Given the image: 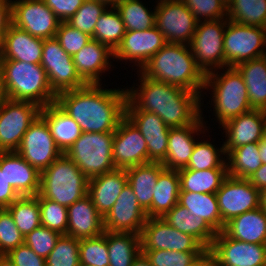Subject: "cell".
<instances>
[{
	"label": "cell",
	"mask_w": 266,
	"mask_h": 266,
	"mask_svg": "<svg viewBox=\"0 0 266 266\" xmlns=\"http://www.w3.org/2000/svg\"><path fill=\"white\" fill-rule=\"evenodd\" d=\"M55 37L62 49L72 57L92 39L87 33L71 27L66 22L59 23Z\"/></svg>",
	"instance_id": "f907efd6"
},
{
	"label": "cell",
	"mask_w": 266,
	"mask_h": 266,
	"mask_svg": "<svg viewBox=\"0 0 266 266\" xmlns=\"http://www.w3.org/2000/svg\"><path fill=\"white\" fill-rule=\"evenodd\" d=\"M151 266H192L206 252H183L170 250H141Z\"/></svg>",
	"instance_id": "c3c4849f"
},
{
	"label": "cell",
	"mask_w": 266,
	"mask_h": 266,
	"mask_svg": "<svg viewBox=\"0 0 266 266\" xmlns=\"http://www.w3.org/2000/svg\"><path fill=\"white\" fill-rule=\"evenodd\" d=\"M114 132H82L65 154L90 179L115 169Z\"/></svg>",
	"instance_id": "52a82bcc"
},
{
	"label": "cell",
	"mask_w": 266,
	"mask_h": 266,
	"mask_svg": "<svg viewBox=\"0 0 266 266\" xmlns=\"http://www.w3.org/2000/svg\"><path fill=\"white\" fill-rule=\"evenodd\" d=\"M155 7V27L167 43L189 45L197 20L182 0H158Z\"/></svg>",
	"instance_id": "7c38bea8"
},
{
	"label": "cell",
	"mask_w": 266,
	"mask_h": 266,
	"mask_svg": "<svg viewBox=\"0 0 266 266\" xmlns=\"http://www.w3.org/2000/svg\"><path fill=\"white\" fill-rule=\"evenodd\" d=\"M192 266H214L213 259L207 251L196 263Z\"/></svg>",
	"instance_id": "91938a15"
},
{
	"label": "cell",
	"mask_w": 266,
	"mask_h": 266,
	"mask_svg": "<svg viewBox=\"0 0 266 266\" xmlns=\"http://www.w3.org/2000/svg\"><path fill=\"white\" fill-rule=\"evenodd\" d=\"M137 72L139 87L126 90L127 98L138 109L155 113L169 128L191 125L203 115L202 98L197 93L149 79L139 70Z\"/></svg>",
	"instance_id": "7a4b0ae2"
},
{
	"label": "cell",
	"mask_w": 266,
	"mask_h": 266,
	"mask_svg": "<svg viewBox=\"0 0 266 266\" xmlns=\"http://www.w3.org/2000/svg\"><path fill=\"white\" fill-rule=\"evenodd\" d=\"M228 18L197 22L189 47L196 64L206 75L225 68L224 32Z\"/></svg>",
	"instance_id": "9c48e42d"
},
{
	"label": "cell",
	"mask_w": 266,
	"mask_h": 266,
	"mask_svg": "<svg viewBox=\"0 0 266 266\" xmlns=\"http://www.w3.org/2000/svg\"><path fill=\"white\" fill-rule=\"evenodd\" d=\"M228 176L249 179L261 165L259 143H250L232 149L226 154Z\"/></svg>",
	"instance_id": "74e56055"
},
{
	"label": "cell",
	"mask_w": 266,
	"mask_h": 266,
	"mask_svg": "<svg viewBox=\"0 0 266 266\" xmlns=\"http://www.w3.org/2000/svg\"><path fill=\"white\" fill-rule=\"evenodd\" d=\"M203 119L201 115L191 125L170 128L166 157L161 163L166 169L180 170L187 167L196 141H198L194 138L195 134L205 132Z\"/></svg>",
	"instance_id": "603a6c76"
},
{
	"label": "cell",
	"mask_w": 266,
	"mask_h": 266,
	"mask_svg": "<svg viewBox=\"0 0 266 266\" xmlns=\"http://www.w3.org/2000/svg\"><path fill=\"white\" fill-rule=\"evenodd\" d=\"M253 186L258 190L266 188V164H262L261 167L254 172V174L248 179Z\"/></svg>",
	"instance_id": "680465c9"
},
{
	"label": "cell",
	"mask_w": 266,
	"mask_h": 266,
	"mask_svg": "<svg viewBox=\"0 0 266 266\" xmlns=\"http://www.w3.org/2000/svg\"><path fill=\"white\" fill-rule=\"evenodd\" d=\"M202 141L203 140L196 142L186 169L199 171L208 169H227V161L224 159L226 157L224 144H222L220 149L219 147L217 149V147L215 148V145L211 144L210 141ZM221 155H224V158Z\"/></svg>",
	"instance_id": "7bdbcfd3"
},
{
	"label": "cell",
	"mask_w": 266,
	"mask_h": 266,
	"mask_svg": "<svg viewBox=\"0 0 266 266\" xmlns=\"http://www.w3.org/2000/svg\"><path fill=\"white\" fill-rule=\"evenodd\" d=\"M266 48V28L227 21L224 32L225 67L263 57Z\"/></svg>",
	"instance_id": "30bf717a"
},
{
	"label": "cell",
	"mask_w": 266,
	"mask_h": 266,
	"mask_svg": "<svg viewBox=\"0 0 266 266\" xmlns=\"http://www.w3.org/2000/svg\"><path fill=\"white\" fill-rule=\"evenodd\" d=\"M113 163L118 169L149 163L146 140L126 116L114 131Z\"/></svg>",
	"instance_id": "d6986e66"
},
{
	"label": "cell",
	"mask_w": 266,
	"mask_h": 266,
	"mask_svg": "<svg viewBox=\"0 0 266 266\" xmlns=\"http://www.w3.org/2000/svg\"><path fill=\"white\" fill-rule=\"evenodd\" d=\"M263 58L266 60V48L264 50Z\"/></svg>",
	"instance_id": "89a4df30"
},
{
	"label": "cell",
	"mask_w": 266,
	"mask_h": 266,
	"mask_svg": "<svg viewBox=\"0 0 266 266\" xmlns=\"http://www.w3.org/2000/svg\"><path fill=\"white\" fill-rule=\"evenodd\" d=\"M106 3L108 6H116L121 0H98Z\"/></svg>",
	"instance_id": "03108f58"
},
{
	"label": "cell",
	"mask_w": 266,
	"mask_h": 266,
	"mask_svg": "<svg viewBox=\"0 0 266 266\" xmlns=\"http://www.w3.org/2000/svg\"><path fill=\"white\" fill-rule=\"evenodd\" d=\"M214 266H266V244L247 243L218 232L207 250Z\"/></svg>",
	"instance_id": "5bb4252c"
},
{
	"label": "cell",
	"mask_w": 266,
	"mask_h": 266,
	"mask_svg": "<svg viewBox=\"0 0 266 266\" xmlns=\"http://www.w3.org/2000/svg\"><path fill=\"white\" fill-rule=\"evenodd\" d=\"M60 22L69 20L85 0H43Z\"/></svg>",
	"instance_id": "11a10c76"
},
{
	"label": "cell",
	"mask_w": 266,
	"mask_h": 266,
	"mask_svg": "<svg viewBox=\"0 0 266 266\" xmlns=\"http://www.w3.org/2000/svg\"><path fill=\"white\" fill-rule=\"evenodd\" d=\"M12 24L34 37L56 36L59 19L43 0H11Z\"/></svg>",
	"instance_id": "9a60e30c"
},
{
	"label": "cell",
	"mask_w": 266,
	"mask_h": 266,
	"mask_svg": "<svg viewBox=\"0 0 266 266\" xmlns=\"http://www.w3.org/2000/svg\"><path fill=\"white\" fill-rule=\"evenodd\" d=\"M262 141L266 143V124H265L264 130H263Z\"/></svg>",
	"instance_id": "003e7915"
},
{
	"label": "cell",
	"mask_w": 266,
	"mask_h": 266,
	"mask_svg": "<svg viewBox=\"0 0 266 266\" xmlns=\"http://www.w3.org/2000/svg\"><path fill=\"white\" fill-rule=\"evenodd\" d=\"M222 69L221 74L218 70L206 74L204 85L205 90L212 89L213 111L220 126L252 110L242 74L236 67H226V71Z\"/></svg>",
	"instance_id": "8992f818"
},
{
	"label": "cell",
	"mask_w": 266,
	"mask_h": 266,
	"mask_svg": "<svg viewBox=\"0 0 266 266\" xmlns=\"http://www.w3.org/2000/svg\"><path fill=\"white\" fill-rule=\"evenodd\" d=\"M125 116L136 125L146 140L148 161L162 163L167 153L170 128L158 115L138 109L128 98Z\"/></svg>",
	"instance_id": "ac0fdd59"
},
{
	"label": "cell",
	"mask_w": 266,
	"mask_h": 266,
	"mask_svg": "<svg viewBox=\"0 0 266 266\" xmlns=\"http://www.w3.org/2000/svg\"><path fill=\"white\" fill-rule=\"evenodd\" d=\"M265 124L266 111L258 109L242 113L222 124L221 128L225 130V138L227 137L223 142L225 154L245 144L259 143Z\"/></svg>",
	"instance_id": "7402d4cb"
},
{
	"label": "cell",
	"mask_w": 266,
	"mask_h": 266,
	"mask_svg": "<svg viewBox=\"0 0 266 266\" xmlns=\"http://www.w3.org/2000/svg\"><path fill=\"white\" fill-rule=\"evenodd\" d=\"M40 116L48 124L55 144L62 153L81 136L80 126L56 103L42 107Z\"/></svg>",
	"instance_id": "f546056e"
},
{
	"label": "cell",
	"mask_w": 266,
	"mask_h": 266,
	"mask_svg": "<svg viewBox=\"0 0 266 266\" xmlns=\"http://www.w3.org/2000/svg\"><path fill=\"white\" fill-rule=\"evenodd\" d=\"M236 68L243 76L251 108L266 111V60L244 61Z\"/></svg>",
	"instance_id": "836d02e7"
},
{
	"label": "cell",
	"mask_w": 266,
	"mask_h": 266,
	"mask_svg": "<svg viewBox=\"0 0 266 266\" xmlns=\"http://www.w3.org/2000/svg\"><path fill=\"white\" fill-rule=\"evenodd\" d=\"M41 226L49 228L60 235H67V207L51 201L38 194Z\"/></svg>",
	"instance_id": "7dc6e473"
},
{
	"label": "cell",
	"mask_w": 266,
	"mask_h": 266,
	"mask_svg": "<svg viewBox=\"0 0 266 266\" xmlns=\"http://www.w3.org/2000/svg\"><path fill=\"white\" fill-rule=\"evenodd\" d=\"M41 107L29 101L0 98V152H16Z\"/></svg>",
	"instance_id": "ba28073f"
},
{
	"label": "cell",
	"mask_w": 266,
	"mask_h": 266,
	"mask_svg": "<svg viewBox=\"0 0 266 266\" xmlns=\"http://www.w3.org/2000/svg\"><path fill=\"white\" fill-rule=\"evenodd\" d=\"M148 219L127 183L109 213L104 217V231L130 232L140 235Z\"/></svg>",
	"instance_id": "ffe728a7"
},
{
	"label": "cell",
	"mask_w": 266,
	"mask_h": 266,
	"mask_svg": "<svg viewBox=\"0 0 266 266\" xmlns=\"http://www.w3.org/2000/svg\"><path fill=\"white\" fill-rule=\"evenodd\" d=\"M139 71L149 79L203 96L206 75L196 64L189 45L166 43Z\"/></svg>",
	"instance_id": "3957f363"
},
{
	"label": "cell",
	"mask_w": 266,
	"mask_h": 266,
	"mask_svg": "<svg viewBox=\"0 0 266 266\" xmlns=\"http://www.w3.org/2000/svg\"><path fill=\"white\" fill-rule=\"evenodd\" d=\"M223 231L238 241L266 244V213L260 206L240 214L227 222Z\"/></svg>",
	"instance_id": "f1b7e54d"
},
{
	"label": "cell",
	"mask_w": 266,
	"mask_h": 266,
	"mask_svg": "<svg viewBox=\"0 0 266 266\" xmlns=\"http://www.w3.org/2000/svg\"><path fill=\"white\" fill-rule=\"evenodd\" d=\"M16 152L39 173L62 154L55 144L48 124L41 116L29 126Z\"/></svg>",
	"instance_id": "2e32d148"
},
{
	"label": "cell",
	"mask_w": 266,
	"mask_h": 266,
	"mask_svg": "<svg viewBox=\"0 0 266 266\" xmlns=\"http://www.w3.org/2000/svg\"><path fill=\"white\" fill-rule=\"evenodd\" d=\"M109 266H131L140 254V235L107 231Z\"/></svg>",
	"instance_id": "8d00e7d4"
},
{
	"label": "cell",
	"mask_w": 266,
	"mask_h": 266,
	"mask_svg": "<svg viewBox=\"0 0 266 266\" xmlns=\"http://www.w3.org/2000/svg\"><path fill=\"white\" fill-rule=\"evenodd\" d=\"M11 24V0H0V45Z\"/></svg>",
	"instance_id": "6f0895ef"
},
{
	"label": "cell",
	"mask_w": 266,
	"mask_h": 266,
	"mask_svg": "<svg viewBox=\"0 0 266 266\" xmlns=\"http://www.w3.org/2000/svg\"><path fill=\"white\" fill-rule=\"evenodd\" d=\"M0 168H5L8 183L20 196L39 194L40 173L17 152H0Z\"/></svg>",
	"instance_id": "484cf974"
},
{
	"label": "cell",
	"mask_w": 266,
	"mask_h": 266,
	"mask_svg": "<svg viewBox=\"0 0 266 266\" xmlns=\"http://www.w3.org/2000/svg\"><path fill=\"white\" fill-rule=\"evenodd\" d=\"M141 250L207 252L192 235L171 227L163 218H148L140 233Z\"/></svg>",
	"instance_id": "4fadbf2b"
},
{
	"label": "cell",
	"mask_w": 266,
	"mask_h": 266,
	"mask_svg": "<svg viewBox=\"0 0 266 266\" xmlns=\"http://www.w3.org/2000/svg\"><path fill=\"white\" fill-rule=\"evenodd\" d=\"M226 7L232 2V0H220Z\"/></svg>",
	"instance_id": "a7ac6f4b"
},
{
	"label": "cell",
	"mask_w": 266,
	"mask_h": 266,
	"mask_svg": "<svg viewBox=\"0 0 266 266\" xmlns=\"http://www.w3.org/2000/svg\"><path fill=\"white\" fill-rule=\"evenodd\" d=\"M40 64L47 74L50 88L56 95L87 85L76 71L73 57L62 49L56 37L44 39Z\"/></svg>",
	"instance_id": "8fae6325"
},
{
	"label": "cell",
	"mask_w": 266,
	"mask_h": 266,
	"mask_svg": "<svg viewBox=\"0 0 266 266\" xmlns=\"http://www.w3.org/2000/svg\"><path fill=\"white\" fill-rule=\"evenodd\" d=\"M0 93L2 97L29 101L41 108L55 103L57 96L41 64L17 60H0Z\"/></svg>",
	"instance_id": "277c9868"
},
{
	"label": "cell",
	"mask_w": 266,
	"mask_h": 266,
	"mask_svg": "<svg viewBox=\"0 0 266 266\" xmlns=\"http://www.w3.org/2000/svg\"><path fill=\"white\" fill-rule=\"evenodd\" d=\"M102 84L57 94L55 103L67 113L82 132H114L125 116L127 90L103 89Z\"/></svg>",
	"instance_id": "6da1fadb"
},
{
	"label": "cell",
	"mask_w": 266,
	"mask_h": 266,
	"mask_svg": "<svg viewBox=\"0 0 266 266\" xmlns=\"http://www.w3.org/2000/svg\"><path fill=\"white\" fill-rule=\"evenodd\" d=\"M67 212V235L80 240L96 237L104 232V218L98 213L88 194L67 207Z\"/></svg>",
	"instance_id": "4316f807"
},
{
	"label": "cell",
	"mask_w": 266,
	"mask_h": 266,
	"mask_svg": "<svg viewBox=\"0 0 266 266\" xmlns=\"http://www.w3.org/2000/svg\"><path fill=\"white\" fill-rule=\"evenodd\" d=\"M127 183L128 177L125 169L118 168L88 179L87 194L103 218L112 209Z\"/></svg>",
	"instance_id": "d4e9b609"
},
{
	"label": "cell",
	"mask_w": 266,
	"mask_h": 266,
	"mask_svg": "<svg viewBox=\"0 0 266 266\" xmlns=\"http://www.w3.org/2000/svg\"><path fill=\"white\" fill-rule=\"evenodd\" d=\"M46 266H80L79 239L60 235L54 249L45 258Z\"/></svg>",
	"instance_id": "f6af8a7d"
},
{
	"label": "cell",
	"mask_w": 266,
	"mask_h": 266,
	"mask_svg": "<svg viewBox=\"0 0 266 266\" xmlns=\"http://www.w3.org/2000/svg\"><path fill=\"white\" fill-rule=\"evenodd\" d=\"M164 169L160 162H149L125 169L128 184L133 188L137 201L145 212L151 207L153 189Z\"/></svg>",
	"instance_id": "1f68e13d"
},
{
	"label": "cell",
	"mask_w": 266,
	"mask_h": 266,
	"mask_svg": "<svg viewBox=\"0 0 266 266\" xmlns=\"http://www.w3.org/2000/svg\"><path fill=\"white\" fill-rule=\"evenodd\" d=\"M198 22L227 18V7L220 0H182ZM203 18V19H202Z\"/></svg>",
	"instance_id": "816d5d0a"
},
{
	"label": "cell",
	"mask_w": 266,
	"mask_h": 266,
	"mask_svg": "<svg viewBox=\"0 0 266 266\" xmlns=\"http://www.w3.org/2000/svg\"><path fill=\"white\" fill-rule=\"evenodd\" d=\"M18 197H20V195L8 183L5 177V168H0V208H7Z\"/></svg>",
	"instance_id": "9f6ffc18"
},
{
	"label": "cell",
	"mask_w": 266,
	"mask_h": 266,
	"mask_svg": "<svg viewBox=\"0 0 266 266\" xmlns=\"http://www.w3.org/2000/svg\"><path fill=\"white\" fill-rule=\"evenodd\" d=\"M163 219L178 231L192 235L207 250L211 247L217 234L202 218L190 214L188 209L178 203Z\"/></svg>",
	"instance_id": "d6a6232c"
},
{
	"label": "cell",
	"mask_w": 266,
	"mask_h": 266,
	"mask_svg": "<svg viewBox=\"0 0 266 266\" xmlns=\"http://www.w3.org/2000/svg\"><path fill=\"white\" fill-rule=\"evenodd\" d=\"M178 204L195 217L202 218L216 233L224 230L225 224L221 220L216 194L180 192Z\"/></svg>",
	"instance_id": "e575fe53"
},
{
	"label": "cell",
	"mask_w": 266,
	"mask_h": 266,
	"mask_svg": "<svg viewBox=\"0 0 266 266\" xmlns=\"http://www.w3.org/2000/svg\"><path fill=\"white\" fill-rule=\"evenodd\" d=\"M88 193V178L62 153L40 173L39 195L69 207Z\"/></svg>",
	"instance_id": "5b68a950"
},
{
	"label": "cell",
	"mask_w": 266,
	"mask_h": 266,
	"mask_svg": "<svg viewBox=\"0 0 266 266\" xmlns=\"http://www.w3.org/2000/svg\"><path fill=\"white\" fill-rule=\"evenodd\" d=\"M80 266H109L107 231L79 240Z\"/></svg>",
	"instance_id": "ee69618b"
},
{
	"label": "cell",
	"mask_w": 266,
	"mask_h": 266,
	"mask_svg": "<svg viewBox=\"0 0 266 266\" xmlns=\"http://www.w3.org/2000/svg\"><path fill=\"white\" fill-rule=\"evenodd\" d=\"M261 197V207L263 211L266 213V188L260 191Z\"/></svg>",
	"instance_id": "e7e4bbea"
},
{
	"label": "cell",
	"mask_w": 266,
	"mask_h": 266,
	"mask_svg": "<svg viewBox=\"0 0 266 266\" xmlns=\"http://www.w3.org/2000/svg\"><path fill=\"white\" fill-rule=\"evenodd\" d=\"M131 266H151V263L145 254L140 252V254L134 259Z\"/></svg>",
	"instance_id": "94428289"
},
{
	"label": "cell",
	"mask_w": 266,
	"mask_h": 266,
	"mask_svg": "<svg viewBox=\"0 0 266 266\" xmlns=\"http://www.w3.org/2000/svg\"><path fill=\"white\" fill-rule=\"evenodd\" d=\"M24 243V236L18 230L11 213L6 208H0V254Z\"/></svg>",
	"instance_id": "681fc988"
},
{
	"label": "cell",
	"mask_w": 266,
	"mask_h": 266,
	"mask_svg": "<svg viewBox=\"0 0 266 266\" xmlns=\"http://www.w3.org/2000/svg\"><path fill=\"white\" fill-rule=\"evenodd\" d=\"M0 266H15L6 254H0Z\"/></svg>",
	"instance_id": "be15d7a7"
},
{
	"label": "cell",
	"mask_w": 266,
	"mask_h": 266,
	"mask_svg": "<svg viewBox=\"0 0 266 266\" xmlns=\"http://www.w3.org/2000/svg\"><path fill=\"white\" fill-rule=\"evenodd\" d=\"M59 237V233L40 226L24 237V243L37 255L46 258L54 249Z\"/></svg>",
	"instance_id": "f5cc1de1"
},
{
	"label": "cell",
	"mask_w": 266,
	"mask_h": 266,
	"mask_svg": "<svg viewBox=\"0 0 266 266\" xmlns=\"http://www.w3.org/2000/svg\"><path fill=\"white\" fill-rule=\"evenodd\" d=\"M180 192L214 193L228 177L227 169L191 170L180 169Z\"/></svg>",
	"instance_id": "d590c367"
},
{
	"label": "cell",
	"mask_w": 266,
	"mask_h": 266,
	"mask_svg": "<svg viewBox=\"0 0 266 266\" xmlns=\"http://www.w3.org/2000/svg\"><path fill=\"white\" fill-rule=\"evenodd\" d=\"M6 209L11 213L13 221L24 237L41 226L38 194L20 196Z\"/></svg>",
	"instance_id": "ab89813d"
},
{
	"label": "cell",
	"mask_w": 266,
	"mask_h": 266,
	"mask_svg": "<svg viewBox=\"0 0 266 266\" xmlns=\"http://www.w3.org/2000/svg\"><path fill=\"white\" fill-rule=\"evenodd\" d=\"M6 255L15 266H46L45 258L37 255L25 243L10 250Z\"/></svg>",
	"instance_id": "db71d44e"
},
{
	"label": "cell",
	"mask_w": 266,
	"mask_h": 266,
	"mask_svg": "<svg viewBox=\"0 0 266 266\" xmlns=\"http://www.w3.org/2000/svg\"><path fill=\"white\" fill-rule=\"evenodd\" d=\"M115 8L121 15L126 31H140L155 26V13L140 0H121Z\"/></svg>",
	"instance_id": "b9f144b4"
},
{
	"label": "cell",
	"mask_w": 266,
	"mask_h": 266,
	"mask_svg": "<svg viewBox=\"0 0 266 266\" xmlns=\"http://www.w3.org/2000/svg\"><path fill=\"white\" fill-rule=\"evenodd\" d=\"M112 57L114 52L107 45L91 39L73 56V62L76 71L87 84H101L100 76L111 68Z\"/></svg>",
	"instance_id": "83f0119b"
},
{
	"label": "cell",
	"mask_w": 266,
	"mask_h": 266,
	"mask_svg": "<svg viewBox=\"0 0 266 266\" xmlns=\"http://www.w3.org/2000/svg\"><path fill=\"white\" fill-rule=\"evenodd\" d=\"M259 154L262 164H266V143L262 140L259 142Z\"/></svg>",
	"instance_id": "6125c7cd"
},
{
	"label": "cell",
	"mask_w": 266,
	"mask_h": 266,
	"mask_svg": "<svg viewBox=\"0 0 266 266\" xmlns=\"http://www.w3.org/2000/svg\"><path fill=\"white\" fill-rule=\"evenodd\" d=\"M44 39L34 37L11 24L0 45V60L40 64Z\"/></svg>",
	"instance_id": "cb8c5ba5"
},
{
	"label": "cell",
	"mask_w": 266,
	"mask_h": 266,
	"mask_svg": "<svg viewBox=\"0 0 266 266\" xmlns=\"http://www.w3.org/2000/svg\"><path fill=\"white\" fill-rule=\"evenodd\" d=\"M109 6L98 0H85L75 14L66 21L71 27L92 36L99 17Z\"/></svg>",
	"instance_id": "bcb514c9"
},
{
	"label": "cell",
	"mask_w": 266,
	"mask_h": 266,
	"mask_svg": "<svg viewBox=\"0 0 266 266\" xmlns=\"http://www.w3.org/2000/svg\"><path fill=\"white\" fill-rule=\"evenodd\" d=\"M125 26L115 6H110L96 22L92 39L107 45L113 52L125 35Z\"/></svg>",
	"instance_id": "f35d334b"
},
{
	"label": "cell",
	"mask_w": 266,
	"mask_h": 266,
	"mask_svg": "<svg viewBox=\"0 0 266 266\" xmlns=\"http://www.w3.org/2000/svg\"><path fill=\"white\" fill-rule=\"evenodd\" d=\"M167 43L164 35L154 26L140 31H126L113 59L135 62L139 70Z\"/></svg>",
	"instance_id": "44dd1931"
},
{
	"label": "cell",
	"mask_w": 266,
	"mask_h": 266,
	"mask_svg": "<svg viewBox=\"0 0 266 266\" xmlns=\"http://www.w3.org/2000/svg\"><path fill=\"white\" fill-rule=\"evenodd\" d=\"M180 194L178 170L164 169L158 176L153 189L151 207L146 211L148 218H163L177 203Z\"/></svg>",
	"instance_id": "4dcf8cb0"
},
{
	"label": "cell",
	"mask_w": 266,
	"mask_h": 266,
	"mask_svg": "<svg viewBox=\"0 0 266 266\" xmlns=\"http://www.w3.org/2000/svg\"><path fill=\"white\" fill-rule=\"evenodd\" d=\"M221 220L224 224L232 218L261 206L260 190L248 179L228 176L216 192Z\"/></svg>",
	"instance_id": "e0dca14e"
},
{
	"label": "cell",
	"mask_w": 266,
	"mask_h": 266,
	"mask_svg": "<svg viewBox=\"0 0 266 266\" xmlns=\"http://www.w3.org/2000/svg\"><path fill=\"white\" fill-rule=\"evenodd\" d=\"M227 18L236 23L266 28V0H232Z\"/></svg>",
	"instance_id": "60d3db41"
}]
</instances>
